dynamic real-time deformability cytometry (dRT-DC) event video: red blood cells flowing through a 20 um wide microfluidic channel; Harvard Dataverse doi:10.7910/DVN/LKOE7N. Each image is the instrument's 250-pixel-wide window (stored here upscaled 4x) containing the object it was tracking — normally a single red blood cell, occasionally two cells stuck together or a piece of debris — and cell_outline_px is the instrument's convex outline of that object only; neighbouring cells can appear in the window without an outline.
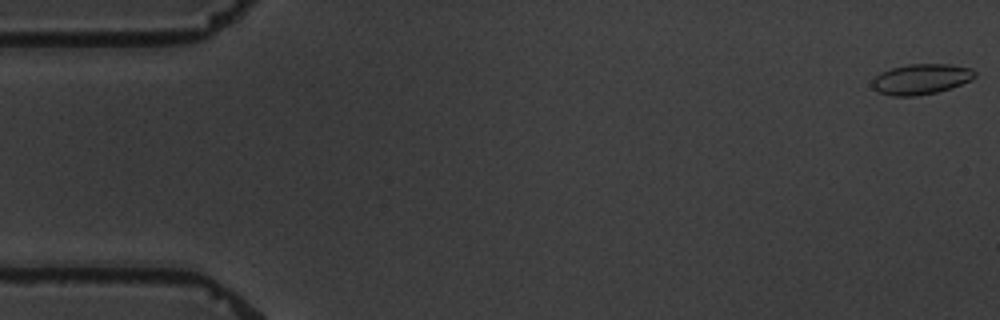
{"species": "common noctule bat (a hibernating species)", "species_latin": "Nyctalus noctula", "temperature_condition": "warm", "stored_images_in_passage": 5, "camera_frame_rate_fps": 3000, "um_per_image_px": 0.085, "animal": {"sex": "male", "body_mass_g": 19.5, "forearm_length_mm": 54.6}, "frame": {"image": 1, "passage_image": 1, "time_ms": 0.0, "image_size_px": [1000, 320], "cell_outline_px": [[976, 76], [972, 80], [952, 88], [936, 92], [916, 96], [892, 96], [876, 92], [872, 88], [872, 80], [880, 72], [892, 68], [908, 64], [948, 64], [972, 68], [976, 72]], "centroid_in_image_um": [78.29, 6.73], "position_along_channel_um": 6.7, "area_um2": 18.44}}
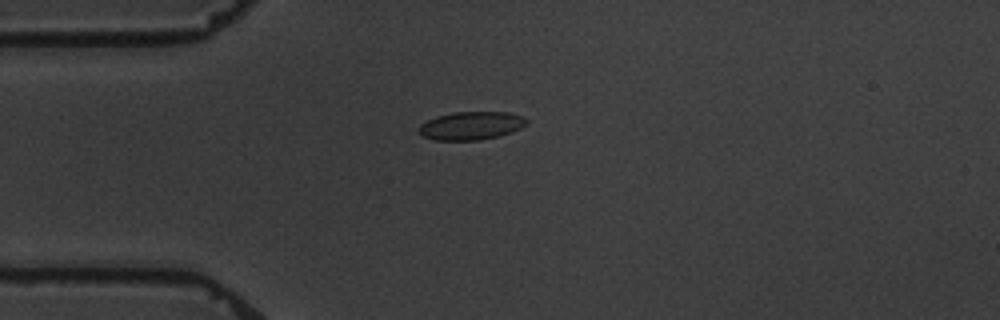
{"frame": {"image": 2, "passage_image": 5, "time_ms": 4.667, "image_size_px": [1000, 320], "cell_outline_px": [[528, 124], [512, 132], [480, 140], [436, 140], [424, 136], [420, 132], [420, 124], [436, 116], [452, 112], [508, 112], [524, 116], [528, 120]], "centroid_in_image_um": [40.09, 10.67], "position_along_channel_um": 44.9, "area_um2": 17.63}}